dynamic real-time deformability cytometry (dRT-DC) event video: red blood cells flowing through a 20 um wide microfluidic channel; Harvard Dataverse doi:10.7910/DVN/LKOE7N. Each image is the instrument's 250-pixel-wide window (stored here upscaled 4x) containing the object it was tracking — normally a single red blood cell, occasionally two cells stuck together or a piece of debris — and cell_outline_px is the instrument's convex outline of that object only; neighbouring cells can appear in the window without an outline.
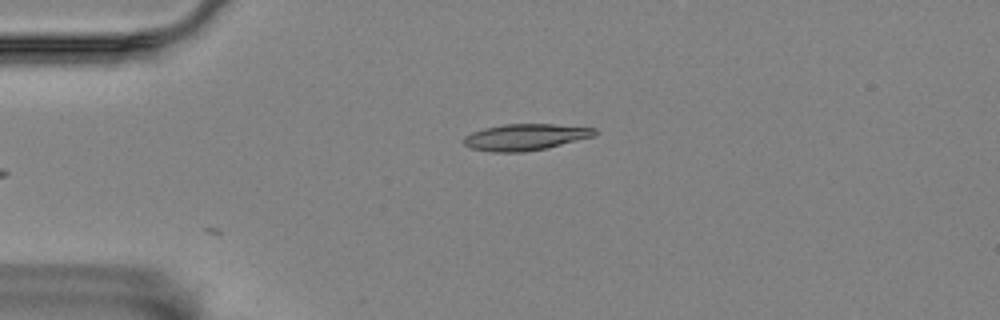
{"species": "Egyptian fruit bat (a non-hibernating species)", "species_latin": "Rousettus aegyptiacus", "temperature_condition": "room temperature", "stored_images_in_passage": 5, "camera_frame_rate_fps": 3000, "um_per_image_px": 0.085, "animal": {"sex": "female"}, "frame": {"image": 1, "passage_image": 5, "time_ms": 1.333, "image_size_px": [1000, 320], "cell_outline_px": [[596, 136], [544, 148], [524, 152], [492, 152], [472, 148], [464, 144], [460, 140], [464, 136], [472, 132], [484, 128], [504, 124], [552, 124], [596, 128]], "centroid_in_image_um": [44.62, 11.65], "position_along_channel_um": 40.4, "area_um2": 20.11}}